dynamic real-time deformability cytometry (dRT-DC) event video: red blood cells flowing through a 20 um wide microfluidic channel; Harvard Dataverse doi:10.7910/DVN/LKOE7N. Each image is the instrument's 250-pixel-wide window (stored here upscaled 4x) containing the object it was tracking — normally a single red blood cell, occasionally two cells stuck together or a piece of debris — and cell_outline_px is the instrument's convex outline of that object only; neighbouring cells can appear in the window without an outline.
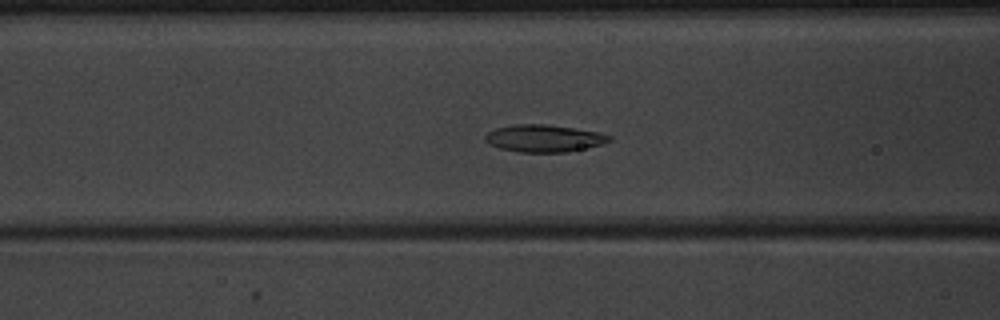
{"species": "common noctule bat (a hibernating species)", "species_latin": "Nyctalus noctula", "temperature_condition": "warm", "stored_images_in_passage": 52, "camera_frame_rate_fps": 3000, "um_per_image_px": 0.085, "animal": {"sex": "male", "body_mass_g": 20.1, "forearm_length_mm": 53.5}, "frame": {"image": 1, "passage_image": 22, "time_ms": 7.0, "image_size_px": [1000, 320], "cell_outline_px": [[612, 140], [604, 144], [588, 148], [568, 152], [520, 152], [500, 148], [488, 144], [484, 140], [484, 136], [488, 132], [496, 128], [516, 124], [548, 124], [600, 132], [612, 136]], "centroid_in_image_um": [46.27, 11.76], "position_along_channel_um": 120.3, "area_um2": 19.94}}
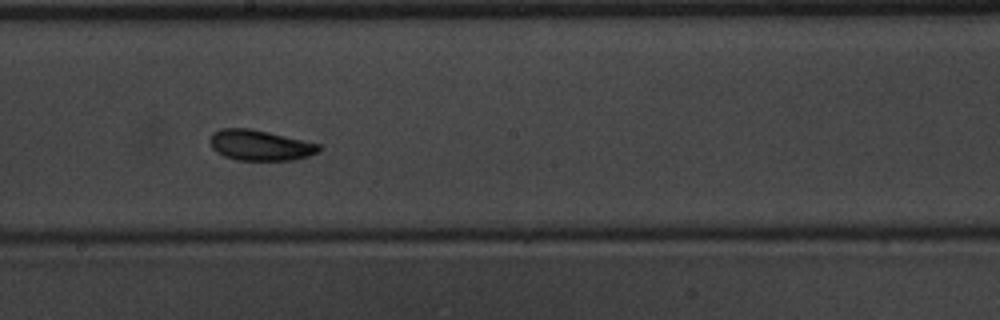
{"frame": {"image": 2, "passage_image": 30, "time_ms": 9.667, "image_size_px": [1000, 320], "cell_outline_px": [[320, 148], [316, 152], [308, 156], [292, 160], [236, 160], [224, 156], [216, 152], [212, 148], [208, 140], [212, 132], [220, 128], [248, 128], [268, 132], [320, 144]], "centroid_in_image_um": [22.03, 12.34], "position_along_channel_um": 226.2, "area_um2": 19.36}}
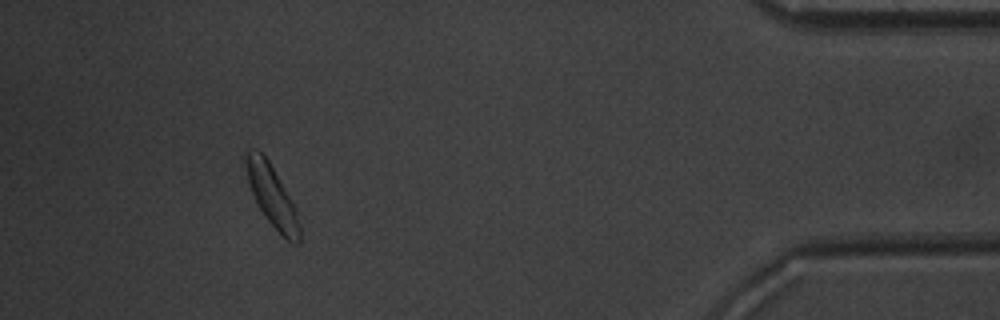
{"frame": {"image": 3, "passage_image": 48, "time_ms": 15.667, "image_size_px": [1000, 320], "cell_outline_px": [[300, 244], [292, 244], [264, 216], [252, 192], [248, 180], [244, 160], [248, 152], [252, 148], [260, 152], [268, 160], [296, 208], [300, 224]], "centroid_in_image_um": [23.14, 16.68], "position_along_channel_um": 412.1, "area_um2": 18.61}, "authors_computed_cell_mechanics": {"area_um2": 19.3919, "velocity_mm_per_s": 3.967, "shape_relaxation_time_tau1_ms": 2.1576, "shape_relaxation_time_tau2_ms": 3.5952, "deformation_change_tau1": 0.1019, "deformation_change_tau2": 0.1062}}